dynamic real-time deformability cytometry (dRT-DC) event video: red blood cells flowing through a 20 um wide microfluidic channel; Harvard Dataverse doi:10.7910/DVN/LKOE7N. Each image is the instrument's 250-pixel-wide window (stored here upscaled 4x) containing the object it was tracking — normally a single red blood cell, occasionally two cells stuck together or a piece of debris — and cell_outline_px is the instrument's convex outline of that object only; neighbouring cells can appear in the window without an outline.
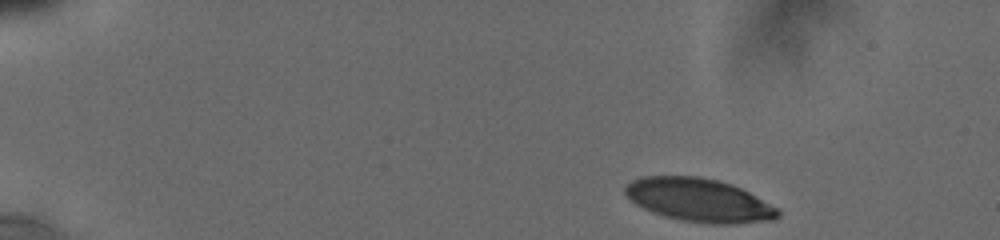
{"species": "human", "species_latin": "Homo sapiens", "temperature_condition": "cold", "stored_images_in_passage": 19, "camera_frame_rate_fps": 3000, "um_per_image_px": 0.085, "donor": {"sex": "male"}, "frame": {"image": 1, "passage_image": 1, "time_ms": 0.0, "image_size_px": [1000, 240], "cell_outline_px": [[780, 216], [772, 220], [736, 224], [708, 224], [680, 220], [664, 216], [652, 212], [636, 204], [624, 192], [624, 188], [632, 180], [644, 176], [700, 176], [732, 184], [748, 192], [776, 208], [780, 212]], "centroid_in_image_um": [59.41, 17.02], "position_along_channel_um": 25.6, "area_um2": 38.38}}
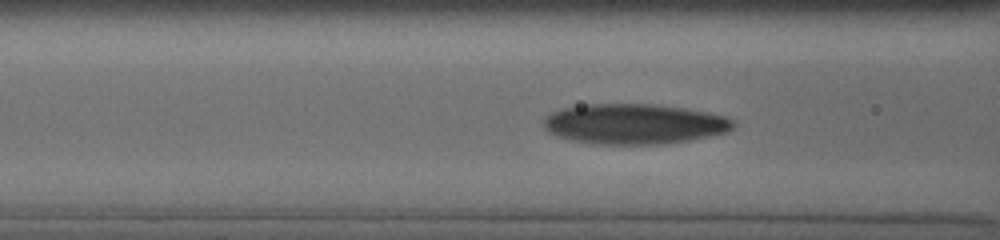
{"frame": {"image": 2, "passage_image": 13, "time_ms": 5.333, "image_size_px": [1000, 240], "cell_outline_px": [[736, 124], [728, 132], [688, 140], [664, 144], [592, 144], [572, 140], [556, 136], [548, 132], [544, 128], [544, 116], [560, 108], [584, 104], [656, 104], [684, 108], [724, 116], [736, 120]], "centroid_in_image_um": [53.88, 10.53], "position_along_channel_um": 112.7, "area_um2": 44.74}}
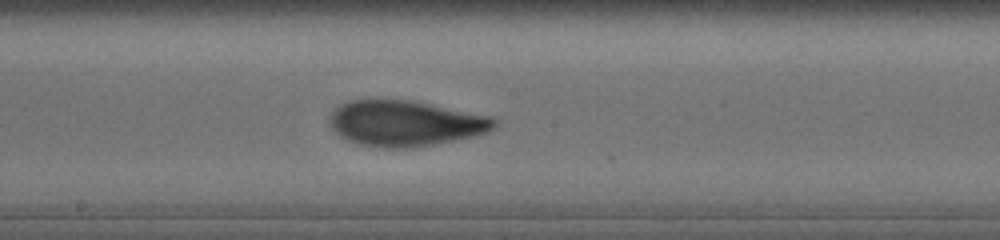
{"frame": {"image": 3, "passage_image": 19, "time_ms": 8.0, "image_size_px": [1000, 240], "cell_outline_px": [[496, 124], [488, 132], [472, 136], [412, 148], [384, 148], [360, 144], [348, 140], [340, 136], [332, 128], [332, 112], [340, 104], [348, 100], [368, 96], [416, 100], [492, 116], [496, 120]], "centroid_in_image_um": [34.43, 10.42], "position_along_channel_um": 213.8, "area_um2": 44.62}}